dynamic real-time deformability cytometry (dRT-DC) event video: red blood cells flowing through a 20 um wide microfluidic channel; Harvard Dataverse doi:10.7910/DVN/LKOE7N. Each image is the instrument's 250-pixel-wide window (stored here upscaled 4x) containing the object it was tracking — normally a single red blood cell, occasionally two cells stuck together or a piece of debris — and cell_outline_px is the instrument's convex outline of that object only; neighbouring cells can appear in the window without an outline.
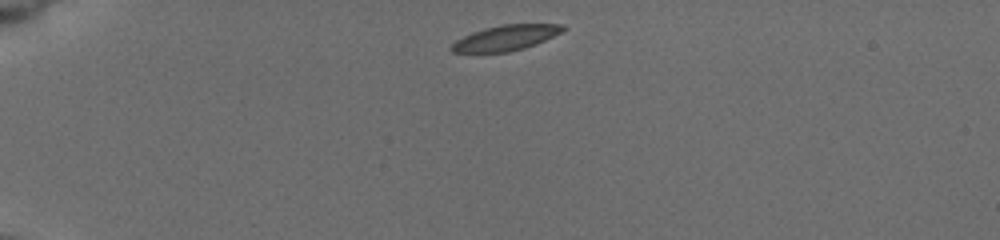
{"species": "common noctule bat (a hibernating species)", "species_latin": "Nyctalus noctula", "temperature_condition": "cold", "stored_images_in_passage": 42, "camera_frame_rate_fps": 3000, "um_per_image_px": 0.085, "animal": {"sex": "female", "body_mass_g": 19.5, "forearm_length_mm": 54.1}, "frame": {"image": 1, "passage_image": 1, "time_ms": 0.0, "image_size_px": [1000, 240], "cell_outline_px": [[568, 28], [536, 44], [524, 48], [508, 52], [452, 52], [448, 48], [456, 40], [472, 32], [484, 28], [500, 24], [564, 24]], "centroid_in_image_um": [42.98, 3.21], "position_along_channel_um": 42.0, "area_um2": 16.42}}
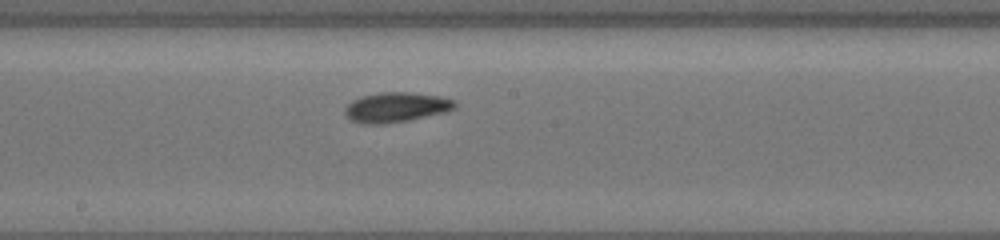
{"frame": {"image": 2, "passage_image": 19, "time_ms": 6.0, "image_size_px": [1000, 240], "cell_outline_px": [[456, 108], [444, 112], [408, 120], [384, 124], [364, 124], [352, 120], [344, 112], [344, 108], [352, 100], [364, 96], [380, 92], [408, 92], [440, 96], [456, 100]], "centroid_in_image_um": [33.68, 9.11], "position_along_channel_um": 214.5, "area_um2": 19.02}}
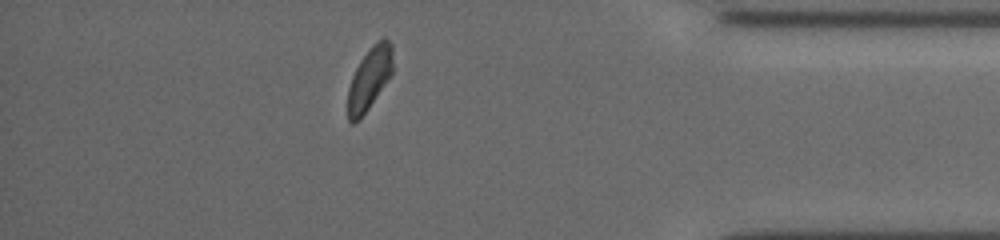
{"frame": {"image": 3, "passage_image": 36, "time_ms": 11.667, "image_size_px": [1000, 240], "cell_outline_px": [[392, 72], [360, 120], [352, 124], [348, 120], [348, 88], [352, 76], [360, 60], [368, 48], [372, 44], [384, 36], [392, 44]], "centroid_in_image_um": [31.39, 6.65], "position_along_channel_um": 403.8, "area_um2": 16.24}, "authors_computed_cell_mechanics": {"area_um2": 17.629, "velocity_mm_per_s": 3.7928, "shape_relaxation_time_tau1_ms": 2.9829, "shape_relaxation_time_tau2_ms": 7.8541, "deformation_change_tau1": 0.1052, "deformation_change_tau2": 0.1346}}